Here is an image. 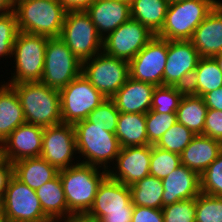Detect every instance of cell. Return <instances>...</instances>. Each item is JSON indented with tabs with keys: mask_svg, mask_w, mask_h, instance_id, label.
<instances>
[{
	"mask_svg": "<svg viewBox=\"0 0 222 222\" xmlns=\"http://www.w3.org/2000/svg\"><path fill=\"white\" fill-rule=\"evenodd\" d=\"M186 89L176 86H156L150 110L158 113H176Z\"/></svg>",
	"mask_w": 222,
	"mask_h": 222,
	"instance_id": "32",
	"label": "cell"
},
{
	"mask_svg": "<svg viewBox=\"0 0 222 222\" xmlns=\"http://www.w3.org/2000/svg\"><path fill=\"white\" fill-rule=\"evenodd\" d=\"M133 211H106L99 222H132Z\"/></svg>",
	"mask_w": 222,
	"mask_h": 222,
	"instance_id": "46",
	"label": "cell"
},
{
	"mask_svg": "<svg viewBox=\"0 0 222 222\" xmlns=\"http://www.w3.org/2000/svg\"><path fill=\"white\" fill-rule=\"evenodd\" d=\"M75 140L78 154L85 156L80 163L98 165L107 169L108 163L116 160L121 146L115 133L95 126L87 119L74 124ZM87 158V159H86Z\"/></svg>",
	"mask_w": 222,
	"mask_h": 222,
	"instance_id": "4",
	"label": "cell"
},
{
	"mask_svg": "<svg viewBox=\"0 0 222 222\" xmlns=\"http://www.w3.org/2000/svg\"><path fill=\"white\" fill-rule=\"evenodd\" d=\"M168 5L166 0H132L130 16L157 35L164 25Z\"/></svg>",
	"mask_w": 222,
	"mask_h": 222,
	"instance_id": "29",
	"label": "cell"
},
{
	"mask_svg": "<svg viewBox=\"0 0 222 222\" xmlns=\"http://www.w3.org/2000/svg\"><path fill=\"white\" fill-rule=\"evenodd\" d=\"M58 174L59 170L41 157L26 158L13 163V175L35 191Z\"/></svg>",
	"mask_w": 222,
	"mask_h": 222,
	"instance_id": "25",
	"label": "cell"
},
{
	"mask_svg": "<svg viewBox=\"0 0 222 222\" xmlns=\"http://www.w3.org/2000/svg\"><path fill=\"white\" fill-rule=\"evenodd\" d=\"M44 214L56 222L68 217V207L59 174L36 190Z\"/></svg>",
	"mask_w": 222,
	"mask_h": 222,
	"instance_id": "26",
	"label": "cell"
},
{
	"mask_svg": "<svg viewBox=\"0 0 222 222\" xmlns=\"http://www.w3.org/2000/svg\"><path fill=\"white\" fill-rule=\"evenodd\" d=\"M60 38L81 63L103 51V39L86 11L66 12Z\"/></svg>",
	"mask_w": 222,
	"mask_h": 222,
	"instance_id": "7",
	"label": "cell"
},
{
	"mask_svg": "<svg viewBox=\"0 0 222 222\" xmlns=\"http://www.w3.org/2000/svg\"><path fill=\"white\" fill-rule=\"evenodd\" d=\"M222 152V143L197 134L180 154L181 164L201 175Z\"/></svg>",
	"mask_w": 222,
	"mask_h": 222,
	"instance_id": "23",
	"label": "cell"
},
{
	"mask_svg": "<svg viewBox=\"0 0 222 222\" xmlns=\"http://www.w3.org/2000/svg\"><path fill=\"white\" fill-rule=\"evenodd\" d=\"M168 4L175 3V2H180L184 0H166Z\"/></svg>",
	"mask_w": 222,
	"mask_h": 222,
	"instance_id": "51",
	"label": "cell"
},
{
	"mask_svg": "<svg viewBox=\"0 0 222 222\" xmlns=\"http://www.w3.org/2000/svg\"><path fill=\"white\" fill-rule=\"evenodd\" d=\"M195 135L186 126L177 122L161 136L155 146L181 154Z\"/></svg>",
	"mask_w": 222,
	"mask_h": 222,
	"instance_id": "34",
	"label": "cell"
},
{
	"mask_svg": "<svg viewBox=\"0 0 222 222\" xmlns=\"http://www.w3.org/2000/svg\"><path fill=\"white\" fill-rule=\"evenodd\" d=\"M177 123L176 113H158L150 110L146 113V131L148 145H155L161 136L174 124Z\"/></svg>",
	"mask_w": 222,
	"mask_h": 222,
	"instance_id": "35",
	"label": "cell"
},
{
	"mask_svg": "<svg viewBox=\"0 0 222 222\" xmlns=\"http://www.w3.org/2000/svg\"><path fill=\"white\" fill-rule=\"evenodd\" d=\"M76 152L74 124L60 123L44 128L41 158L62 170L73 166L71 161Z\"/></svg>",
	"mask_w": 222,
	"mask_h": 222,
	"instance_id": "15",
	"label": "cell"
},
{
	"mask_svg": "<svg viewBox=\"0 0 222 222\" xmlns=\"http://www.w3.org/2000/svg\"><path fill=\"white\" fill-rule=\"evenodd\" d=\"M202 98L208 109L222 111V87L204 94Z\"/></svg>",
	"mask_w": 222,
	"mask_h": 222,
	"instance_id": "44",
	"label": "cell"
},
{
	"mask_svg": "<svg viewBox=\"0 0 222 222\" xmlns=\"http://www.w3.org/2000/svg\"><path fill=\"white\" fill-rule=\"evenodd\" d=\"M155 87L129 77L111 100L119 112L146 114L151 109Z\"/></svg>",
	"mask_w": 222,
	"mask_h": 222,
	"instance_id": "22",
	"label": "cell"
},
{
	"mask_svg": "<svg viewBox=\"0 0 222 222\" xmlns=\"http://www.w3.org/2000/svg\"><path fill=\"white\" fill-rule=\"evenodd\" d=\"M49 37L19 31L13 46L16 73L8 84L40 82Z\"/></svg>",
	"mask_w": 222,
	"mask_h": 222,
	"instance_id": "6",
	"label": "cell"
},
{
	"mask_svg": "<svg viewBox=\"0 0 222 222\" xmlns=\"http://www.w3.org/2000/svg\"><path fill=\"white\" fill-rule=\"evenodd\" d=\"M168 40L155 35L129 62L130 77L154 86H163Z\"/></svg>",
	"mask_w": 222,
	"mask_h": 222,
	"instance_id": "13",
	"label": "cell"
},
{
	"mask_svg": "<svg viewBox=\"0 0 222 222\" xmlns=\"http://www.w3.org/2000/svg\"><path fill=\"white\" fill-rule=\"evenodd\" d=\"M132 222H164L162 209L134 206Z\"/></svg>",
	"mask_w": 222,
	"mask_h": 222,
	"instance_id": "42",
	"label": "cell"
},
{
	"mask_svg": "<svg viewBox=\"0 0 222 222\" xmlns=\"http://www.w3.org/2000/svg\"><path fill=\"white\" fill-rule=\"evenodd\" d=\"M161 181L164 188L162 207L181 200L196 198L201 193L200 175L183 164Z\"/></svg>",
	"mask_w": 222,
	"mask_h": 222,
	"instance_id": "20",
	"label": "cell"
},
{
	"mask_svg": "<svg viewBox=\"0 0 222 222\" xmlns=\"http://www.w3.org/2000/svg\"><path fill=\"white\" fill-rule=\"evenodd\" d=\"M196 222H222V196L200 193L196 197Z\"/></svg>",
	"mask_w": 222,
	"mask_h": 222,
	"instance_id": "36",
	"label": "cell"
},
{
	"mask_svg": "<svg viewBox=\"0 0 222 222\" xmlns=\"http://www.w3.org/2000/svg\"><path fill=\"white\" fill-rule=\"evenodd\" d=\"M14 12L19 31L60 37L66 10L59 0H14Z\"/></svg>",
	"mask_w": 222,
	"mask_h": 222,
	"instance_id": "2",
	"label": "cell"
},
{
	"mask_svg": "<svg viewBox=\"0 0 222 222\" xmlns=\"http://www.w3.org/2000/svg\"><path fill=\"white\" fill-rule=\"evenodd\" d=\"M164 222H196V198L162 207Z\"/></svg>",
	"mask_w": 222,
	"mask_h": 222,
	"instance_id": "39",
	"label": "cell"
},
{
	"mask_svg": "<svg viewBox=\"0 0 222 222\" xmlns=\"http://www.w3.org/2000/svg\"><path fill=\"white\" fill-rule=\"evenodd\" d=\"M200 57H214L222 52V3L219 2L195 29L190 40Z\"/></svg>",
	"mask_w": 222,
	"mask_h": 222,
	"instance_id": "21",
	"label": "cell"
},
{
	"mask_svg": "<svg viewBox=\"0 0 222 222\" xmlns=\"http://www.w3.org/2000/svg\"><path fill=\"white\" fill-rule=\"evenodd\" d=\"M208 108L201 96L185 92L177 109V122L192 132L203 134Z\"/></svg>",
	"mask_w": 222,
	"mask_h": 222,
	"instance_id": "30",
	"label": "cell"
},
{
	"mask_svg": "<svg viewBox=\"0 0 222 222\" xmlns=\"http://www.w3.org/2000/svg\"><path fill=\"white\" fill-rule=\"evenodd\" d=\"M86 12L102 39L131 18L130 3L124 0H96Z\"/></svg>",
	"mask_w": 222,
	"mask_h": 222,
	"instance_id": "19",
	"label": "cell"
},
{
	"mask_svg": "<svg viewBox=\"0 0 222 222\" xmlns=\"http://www.w3.org/2000/svg\"><path fill=\"white\" fill-rule=\"evenodd\" d=\"M120 112L111 99H106L96 107L86 118L95 126L103 127L106 131L115 133Z\"/></svg>",
	"mask_w": 222,
	"mask_h": 222,
	"instance_id": "37",
	"label": "cell"
},
{
	"mask_svg": "<svg viewBox=\"0 0 222 222\" xmlns=\"http://www.w3.org/2000/svg\"><path fill=\"white\" fill-rule=\"evenodd\" d=\"M26 123L20 99L7 83L0 87V145L21 124Z\"/></svg>",
	"mask_w": 222,
	"mask_h": 222,
	"instance_id": "24",
	"label": "cell"
},
{
	"mask_svg": "<svg viewBox=\"0 0 222 222\" xmlns=\"http://www.w3.org/2000/svg\"><path fill=\"white\" fill-rule=\"evenodd\" d=\"M64 222H99L96 219L88 217L86 214L84 215H71L62 219ZM59 222V221H56ZM61 222V221H60Z\"/></svg>",
	"mask_w": 222,
	"mask_h": 222,
	"instance_id": "47",
	"label": "cell"
},
{
	"mask_svg": "<svg viewBox=\"0 0 222 222\" xmlns=\"http://www.w3.org/2000/svg\"><path fill=\"white\" fill-rule=\"evenodd\" d=\"M4 217V194H0V218Z\"/></svg>",
	"mask_w": 222,
	"mask_h": 222,
	"instance_id": "49",
	"label": "cell"
},
{
	"mask_svg": "<svg viewBox=\"0 0 222 222\" xmlns=\"http://www.w3.org/2000/svg\"><path fill=\"white\" fill-rule=\"evenodd\" d=\"M202 135L222 143V111L208 109Z\"/></svg>",
	"mask_w": 222,
	"mask_h": 222,
	"instance_id": "41",
	"label": "cell"
},
{
	"mask_svg": "<svg viewBox=\"0 0 222 222\" xmlns=\"http://www.w3.org/2000/svg\"><path fill=\"white\" fill-rule=\"evenodd\" d=\"M152 145L121 148L116 157L115 170L107 171V175L127 186H131L150 175V159Z\"/></svg>",
	"mask_w": 222,
	"mask_h": 222,
	"instance_id": "17",
	"label": "cell"
},
{
	"mask_svg": "<svg viewBox=\"0 0 222 222\" xmlns=\"http://www.w3.org/2000/svg\"><path fill=\"white\" fill-rule=\"evenodd\" d=\"M99 167L76 163L59 170L68 216L87 214L93 205L99 184L107 176V170L100 173Z\"/></svg>",
	"mask_w": 222,
	"mask_h": 222,
	"instance_id": "1",
	"label": "cell"
},
{
	"mask_svg": "<svg viewBox=\"0 0 222 222\" xmlns=\"http://www.w3.org/2000/svg\"><path fill=\"white\" fill-rule=\"evenodd\" d=\"M115 135L121 148L148 145L146 114L120 112Z\"/></svg>",
	"mask_w": 222,
	"mask_h": 222,
	"instance_id": "27",
	"label": "cell"
},
{
	"mask_svg": "<svg viewBox=\"0 0 222 222\" xmlns=\"http://www.w3.org/2000/svg\"><path fill=\"white\" fill-rule=\"evenodd\" d=\"M81 73L106 99H111L130 77L129 62L101 51L82 62Z\"/></svg>",
	"mask_w": 222,
	"mask_h": 222,
	"instance_id": "8",
	"label": "cell"
},
{
	"mask_svg": "<svg viewBox=\"0 0 222 222\" xmlns=\"http://www.w3.org/2000/svg\"><path fill=\"white\" fill-rule=\"evenodd\" d=\"M62 123L85 120L106 98L82 73L60 91Z\"/></svg>",
	"mask_w": 222,
	"mask_h": 222,
	"instance_id": "10",
	"label": "cell"
},
{
	"mask_svg": "<svg viewBox=\"0 0 222 222\" xmlns=\"http://www.w3.org/2000/svg\"><path fill=\"white\" fill-rule=\"evenodd\" d=\"M18 94L26 123L43 128L62 123L60 92L41 82L8 84Z\"/></svg>",
	"mask_w": 222,
	"mask_h": 222,
	"instance_id": "3",
	"label": "cell"
},
{
	"mask_svg": "<svg viewBox=\"0 0 222 222\" xmlns=\"http://www.w3.org/2000/svg\"><path fill=\"white\" fill-rule=\"evenodd\" d=\"M199 59V53L190 40H168L163 85L187 89Z\"/></svg>",
	"mask_w": 222,
	"mask_h": 222,
	"instance_id": "14",
	"label": "cell"
},
{
	"mask_svg": "<svg viewBox=\"0 0 222 222\" xmlns=\"http://www.w3.org/2000/svg\"><path fill=\"white\" fill-rule=\"evenodd\" d=\"M215 59V61L217 62L221 72H222V52L219 53L218 55L213 57Z\"/></svg>",
	"mask_w": 222,
	"mask_h": 222,
	"instance_id": "50",
	"label": "cell"
},
{
	"mask_svg": "<svg viewBox=\"0 0 222 222\" xmlns=\"http://www.w3.org/2000/svg\"><path fill=\"white\" fill-rule=\"evenodd\" d=\"M14 11V0H0V13L7 14Z\"/></svg>",
	"mask_w": 222,
	"mask_h": 222,
	"instance_id": "48",
	"label": "cell"
},
{
	"mask_svg": "<svg viewBox=\"0 0 222 222\" xmlns=\"http://www.w3.org/2000/svg\"><path fill=\"white\" fill-rule=\"evenodd\" d=\"M181 165V156L152 145L149 173L158 179L167 177Z\"/></svg>",
	"mask_w": 222,
	"mask_h": 222,
	"instance_id": "33",
	"label": "cell"
},
{
	"mask_svg": "<svg viewBox=\"0 0 222 222\" xmlns=\"http://www.w3.org/2000/svg\"><path fill=\"white\" fill-rule=\"evenodd\" d=\"M130 187L108 175L99 184L92 207L86 214L100 220L106 211H133Z\"/></svg>",
	"mask_w": 222,
	"mask_h": 222,
	"instance_id": "18",
	"label": "cell"
},
{
	"mask_svg": "<svg viewBox=\"0 0 222 222\" xmlns=\"http://www.w3.org/2000/svg\"><path fill=\"white\" fill-rule=\"evenodd\" d=\"M222 87V72L213 57H200L187 92L203 96Z\"/></svg>",
	"mask_w": 222,
	"mask_h": 222,
	"instance_id": "28",
	"label": "cell"
},
{
	"mask_svg": "<svg viewBox=\"0 0 222 222\" xmlns=\"http://www.w3.org/2000/svg\"><path fill=\"white\" fill-rule=\"evenodd\" d=\"M96 0H59L62 7L69 11H86Z\"/></svg>",
	"mask_w": 222,
	"mask_h": 222,
	"instance_id": "45",
	"label": "cell"
},
{
	"mask_svg": "<svg viewBox=\"0 0 222 222\" xmlns=\"http://www.w3.org/2000/svg\"><path fill=\"white\" fill-rule=\"evenodd\" d=\"M82 71V63L60 37L49 38L41 83L60 91Z\"/></svg>",
	"mask_w": 222,
	"mask_h": 222,
	"instance_id": "9",
	"label": "cell"
},
{
	"mask_svg": "<svg viewBox=\"0 0 222 222\" xmlns=\"http://www.w3.org/2000/svg\"><path fill=\"white\" fill-rule=\"evenodd\" d=\"M18 25L15 12L0 15V57H13V46L18 34Z\"/></svg>",
	"mask_w": 222,
	"mask_h": 222,
	"instance_id": "40",
	"label": "cell"
},
{
	"mask_svg": "<svg viewBox=\"0 0 222 222\" xmlns=\"http://www.w3.org/2000/svg\"><path fill=\"white\" fill-rule=\"evenodd\" d=\"M130 193L134 206L162 209L164 188L161 179L148 175L131 185Z\"/></svg>",
	"mask_w": 222,
	"mask_h": 222,
	"instance_id": "31",
	"label": "cell"
},
{
	"mask_svg": "<svg viewBox=\"0 0 222 222\" xmlns=\"http://www.w3.org/2000/svg\"><path fill=\"white\" fill-rule=\"evenodd\" d=\"M154 36L138 20L130 18L103 39V51L130 62Z\"/></svg>",
	"mask_w": 222,
	"mask_h": 222,
	"instance_id": "12",
	"label": "cell"
},
{
	"mask_svg": "<svg viewBox=\"0 0 222 222\" xmlns=\"http://www.w3.org/2000/svg\"><path fill=\"white\" fill-rule=\"evenodd\" d=\"M13 176V164L7 159H0V194H4L10 178Z\"/></svg>",
	"mask_w": 222,
	"mask_h": 222,
	"instance_id": "43",
	"label": "cell"
},
{
	"mask_svg": "<svg viewBox=\"0 0 222 222\" xmlns=\"http://www.w3.org/2000/svg\"><path fill=\"white\" fill-rule=\"evenodd\" d=\"M200 188L204 194L222 196V152L200 175Z\"/></svg>",
	"mask_w": 222,
	"mask_h": 222,
	"instance_id": "38",
	"label": "cell"
},
{
	"mask_svg": "<svg viewBox=\"0 0 222 222\" xmlns=\"http://www.w3.org/2000/svg\"><path fill=\"white\" fill-rule=\"evenodd\" d=\"M44 128L30 123L18 126L2 142L1 155L10 163L26 158L40 157Z\"/></svg>",
	"mask_w": 222,
	"mask_h": 222,
	"instance_id": "16",
	"label": "cell"
},
{
	"mask_svg": "<svg viewBox=\"0 0 222 222\" xmlns=\"http://www.w3.org/2000/svg\"><path fill=\"white\" fill-rule=\"evenodd\" d=\"M4 222H52L43 212L36 191L14 175L4 193Z\"/></svg>",
	"mask_w": 222,
	"mask_h": 222,
	"instance_id": "11",
	"label": "cell"
},
{
	"mask_svg": "<svg viewBox=\"0 0 222 222\" xmlns=\"http://www.w3.org/2000/svg\"><path fill=\"white\" fill-rule=\"evenodd\" d=\"M219 2L184 0L169 4L164 25L157 36L166 40H191L195 29Z\"/></svg>",
	"mask_w": 222,
	"mask_h": 222,
	"instance_id": "5",
	"label": "cell"
}]
</instances>
